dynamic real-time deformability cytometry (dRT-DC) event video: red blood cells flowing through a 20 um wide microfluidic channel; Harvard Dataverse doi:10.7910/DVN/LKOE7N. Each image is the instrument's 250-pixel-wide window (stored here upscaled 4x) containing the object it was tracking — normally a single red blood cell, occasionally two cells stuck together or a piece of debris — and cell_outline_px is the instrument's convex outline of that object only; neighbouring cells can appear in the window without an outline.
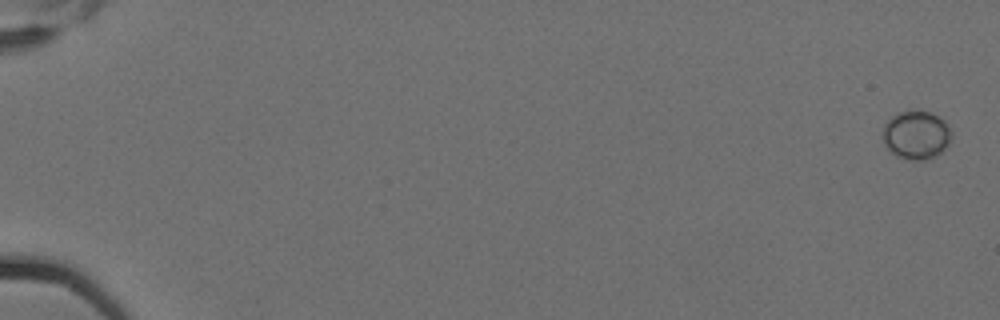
{"species": "Egyptian fruit bat (a non-hibernating species)", "species_latin": "Rousettus aegyptiacus", "temperature_condition": "cold", "stored_images_in_passage": 8, "camera_frame_rate_fps": 3000, "um_per_image_px": 0.085, "animal": {"sex": "female"}, "frame": {"image": 1, "passage_image": 1, "time_ms": 0.0, "image_size_px": [1000, 320], "cell_outline_px": [[952, 136], [944, 152], [936, 156], [924, 160], [908, 160], [896, 156], [884, 144], [884, 124], [892, 116], [900, 112], [932, 112], [944, 120], [948, 124], [952, 132]], "centroid_in_image_um": [77.93, 11.5], "position_along_channel_um": 7.1, "area_um2": 19.42}}
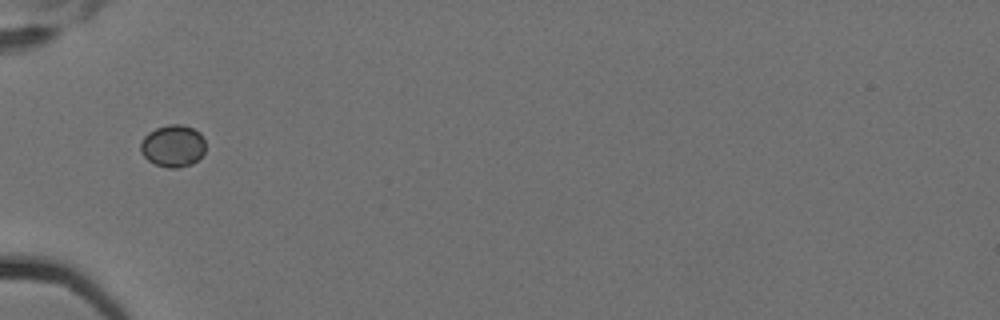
{"frame": {"image": 2, "passage_image": 7, "time_ms": 2.0, "image_size_px": [1000, 320], "cell_outline_px": [[204, 152], [192, 164], [176, 168], [168, 168], [156, 164], [148, 160], [140, 152], [140, 144], [144, 136], [148, 132], [156, 128], [168, 124], [180, 124], [192, 128], [200, 132], [204, 140]], "centroid_in_image_um": [14.68, 12.39], "position_along_channel_um": 70.3, "area_um2": 15.9}}
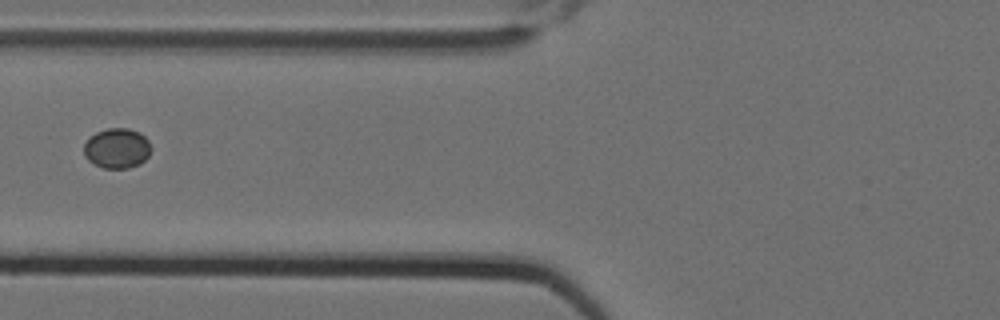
{"frame": {"image": 3, "passage_image": 8, "time_ms": 2.333, "image_size_px": [1000, 320], "cell_outline_px": [[152, 148], [148, 156], [140, 164], [128, 168], [104, 168], [88, 160], [84, 156], [84, 144], [88, 136], [96, 132], [108, 128], [128, 128], [140, 132], [148, 140]], "centroid_in_image_um": [9.94, 12.59], "position_along_channel_um": 115.9, "area_um2": 15.84}}